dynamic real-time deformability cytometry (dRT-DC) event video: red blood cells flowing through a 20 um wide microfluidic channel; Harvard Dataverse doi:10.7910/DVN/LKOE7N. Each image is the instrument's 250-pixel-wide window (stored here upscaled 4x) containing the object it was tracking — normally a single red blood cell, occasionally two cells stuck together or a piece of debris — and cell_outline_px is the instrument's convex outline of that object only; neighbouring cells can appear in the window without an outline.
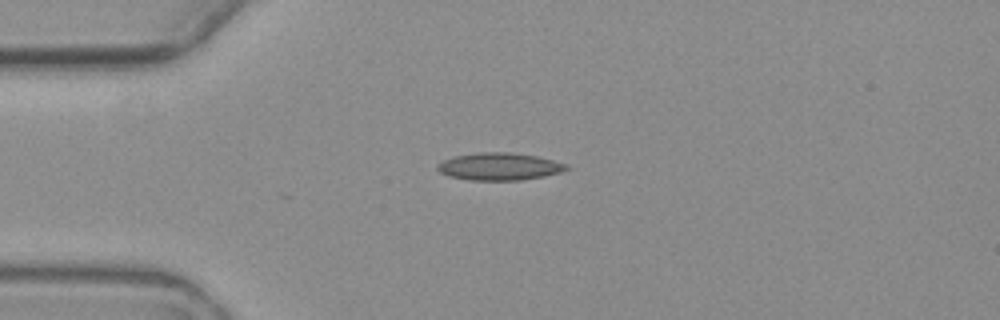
{"species": "common noctule bat (a hibernating species)", "species_latin": "Nyctalus noctula", "temperature_condition": "warm", "stored_images_in_passage": 4, "camera_frame_rate_fps": 3000, "um_per_image_px": 0.085, "animal": {"sex": "female", "body_mass_g": 19.3, "forearm_length_mm": 54.1}, "frame": {"image": 1, "passage_image": 2, "time_ms": 1.333, "image_size_px": [1000, 320], "cell_outline_px": [[572, 168], [560, 172], [544, 176], [520, 180], [468, 180], [448, 176], [440, 172], [436, 168], [436, 164], [444, 160], [456, 156], [484, 152], [504, 152], [536, 156], [568, 164]], "centroid_in_image_um": [42.45, 14.16], "position_along_channel_um": 42.5, "area_um2": 20.46}}
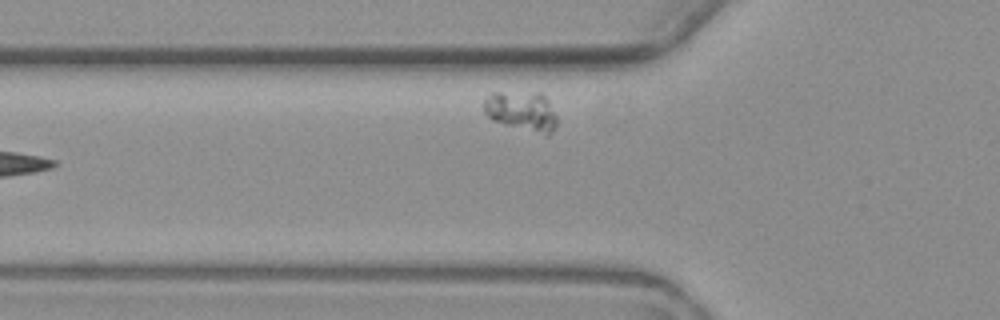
{"frame": {"image": 2, "passage_image": 4, "time_ms": 4.333, "image_size_px": [1000, 320], "cell_outline_px": [[556, 124], [552, 132], [548, 136], [504, 124], [492, 120], [484, 112], [484, 100], [492, 92], [544, 92], [556, 116]], "centroid_in_image_um": [44.36, 9.43], "position_along_channel_um": 81.4, "area_um2": 17.05}}